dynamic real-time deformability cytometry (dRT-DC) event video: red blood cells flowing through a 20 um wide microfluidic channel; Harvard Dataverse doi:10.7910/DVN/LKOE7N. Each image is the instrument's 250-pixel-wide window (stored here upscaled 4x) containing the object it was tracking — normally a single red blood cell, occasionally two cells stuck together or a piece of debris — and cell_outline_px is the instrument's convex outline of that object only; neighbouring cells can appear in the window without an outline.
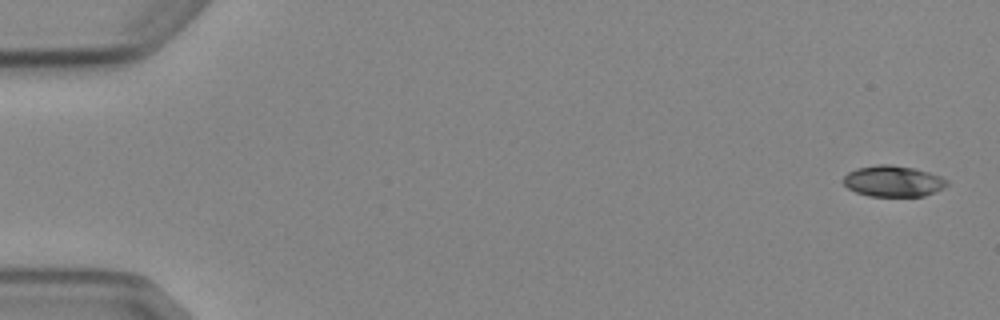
{"species": "Egyptian fruit bat (a non-hibernating species)", "species_latin": "Rousettus aegyptiacus", "temperature_condition": "cold", "stored_images_in_passage": 5, "camera_frame_rate_fps": 3000, "um_per_image_px": 0.085, "animal": {"sex": "female"}, "frame": {"image": 1, "passage_image": 1, "time_ms": 0.0, "image_size_px": [1000, 320], "cell_outline_px": [[948, 184], [944, 188], [924, 196], [868, 196], [856, 192], [848, 188], [844, 184], [844, 176], [848, 172], [856, 168], [876, 164], [892, 164], [916, 168], [940, 176], [948, 180]], "centroid_in_image_um": [75.92, 15.39], "position_along_channel_um": 9.1, "area_um2": 18.9}}
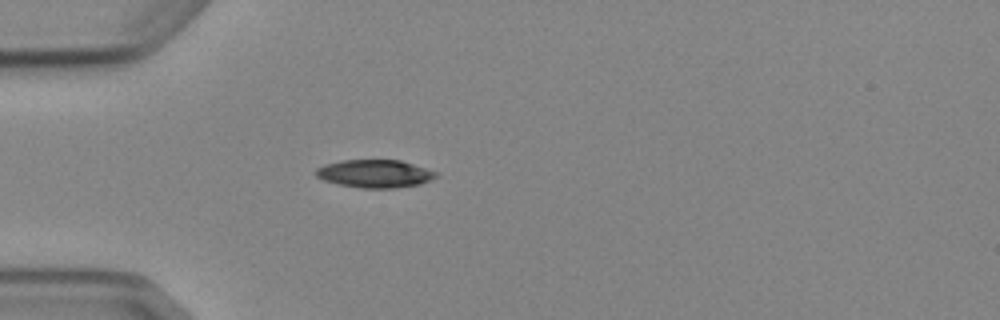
{"frame": {"image": 2, "passage_image": 5, "time_ms": 4.667, "image_size_px": [1000, 320], "cell_outline_px": [[436, 176], [420, 184], [392, 188], [364, 188], [340, 184], [324, 180], [316, 176], [316, 168], [324, 164], [344, 160], [400, 160], [436, 172]], "centroid_in_image_um": [31.82, 14.75], "position_along_channel_um": 53.2, "area_um2": 19.13}}